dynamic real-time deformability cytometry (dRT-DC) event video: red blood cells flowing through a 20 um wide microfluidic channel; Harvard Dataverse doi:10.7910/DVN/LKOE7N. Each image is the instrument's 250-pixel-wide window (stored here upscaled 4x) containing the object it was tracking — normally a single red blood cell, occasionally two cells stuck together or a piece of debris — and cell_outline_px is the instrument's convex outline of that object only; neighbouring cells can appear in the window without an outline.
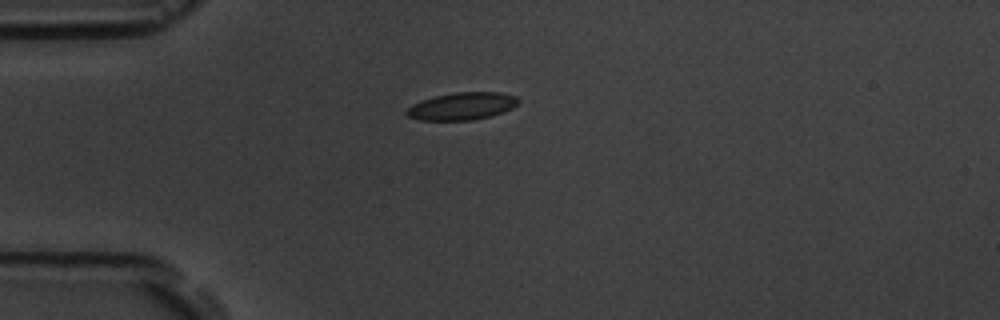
{"species": "common noctule bat (a hibernating species)", "species_latin": "Nyctalus noctula", "temperature_condition": "room temperature", "stored_images_in_passage": 3, "camera_frame_rate_fps": 3000, "um_per_image_px": 0.085, "animal": {"sex": "male", "body_mass_g": 19.5, "forearm_length_mm": 54.6}, "frame": {"image": 1, "passage_image": 1, "time_ms": 0.0, "image_size_px": [1000, 320], "cell_outline_px": [[520, 100], [512, 108], [504, 112], [472, 120], [420, 120], [408, 116], [404, 112], [412, 104], [420, 100], [436, 96], [456, 92], [500, 92], [516, 96]], "centroid_in_image_um": [39.26, 9.02], "position_along_channel_um": 45.7, "area_um2": 17.8}}
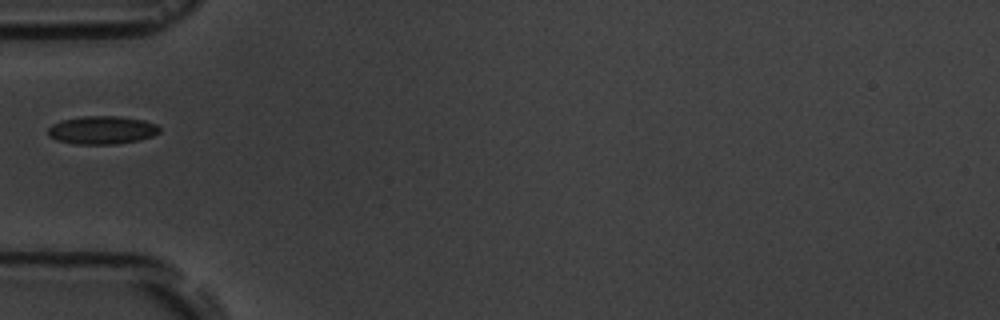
{"frame": {"image": 2, "passage_image": 2, "time_ms": 1.333, "image_size_px": [1000, 320], "cell_outline_px": [[160, 132], [152, 136], [140, 140], [116, 144], [72, 144], [56, 140], [48, 136], [48, 128], [52, 124], [60, 120], [84, 116], [120, 116], [144, 120], [156, 124], [160, 128]], "centroid_in_image_um": [8.66, 11.06], "position_along_channel_um": 76.3, "area_um2": 18.5}}
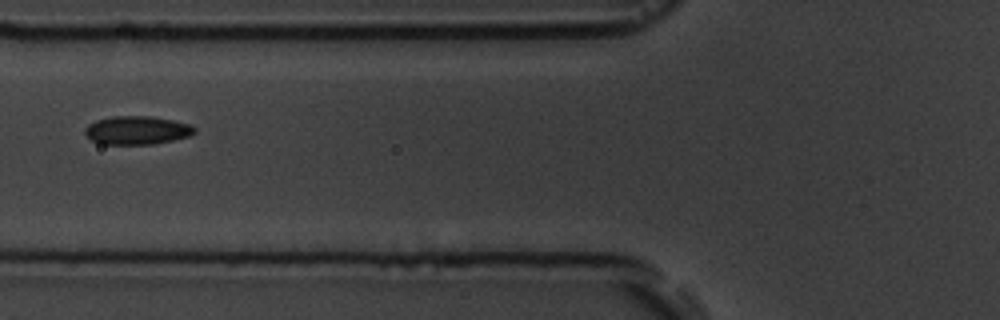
{"frame": {"image": 3, "passage_image": 3, "time_ms": 2.333, "image_size_px": [1000, 320], "cell_outline_px": [[196, 132], [188, 136], [172, 140], [152, 144], [104, 144], [92, 140], [84, 136], [84, 128], [88, 124], [96, 120], [112, 116], [152, 116], [192, 124], [196, 128]], "centroid_in_image_um": [11.63, 11.06], "position_along_channel_um": 114.2, "area_um2": 18.26}}